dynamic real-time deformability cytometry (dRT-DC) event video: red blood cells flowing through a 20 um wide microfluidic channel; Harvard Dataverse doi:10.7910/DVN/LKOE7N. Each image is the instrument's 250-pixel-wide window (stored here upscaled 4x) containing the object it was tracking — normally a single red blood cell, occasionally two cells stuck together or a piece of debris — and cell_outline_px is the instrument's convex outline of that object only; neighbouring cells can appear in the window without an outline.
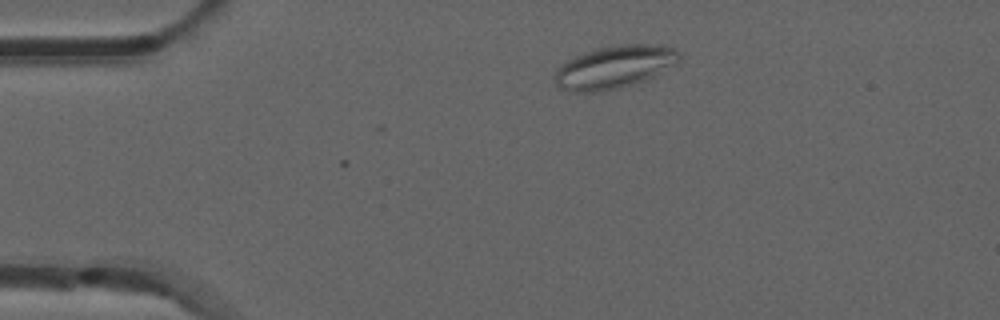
{"species": "common noctule bat (a hibernating species)", "species_latin": "Nyctalus noctula", "temperature_condition": "room temperature", "stored_images_in_passage": 6, "camera_frame_rate_fps": 3000, "um_per_image_px": 0.085, "animal": {"sex": "male", "forearm_length_mm": 52.5}, "frame": {"image": 1, "passage_image": 2, "time_ms": 0.333, "image_size_px": [1000, 320], "cell_outline_px": [[680, 60], [652, 76], [644, 80], [620, 88], [600, 92], [576, 92], [556, 88], [552, 80], [556, 68], [560, 64], [584, 52], [596, 48], [620, 44], [660, 44], [676, 48], [680, 52]], "centroid_in_image_um": [52.16, 5.7], "position_along_channel_um": 32.8, "area_um2": 31.33}}